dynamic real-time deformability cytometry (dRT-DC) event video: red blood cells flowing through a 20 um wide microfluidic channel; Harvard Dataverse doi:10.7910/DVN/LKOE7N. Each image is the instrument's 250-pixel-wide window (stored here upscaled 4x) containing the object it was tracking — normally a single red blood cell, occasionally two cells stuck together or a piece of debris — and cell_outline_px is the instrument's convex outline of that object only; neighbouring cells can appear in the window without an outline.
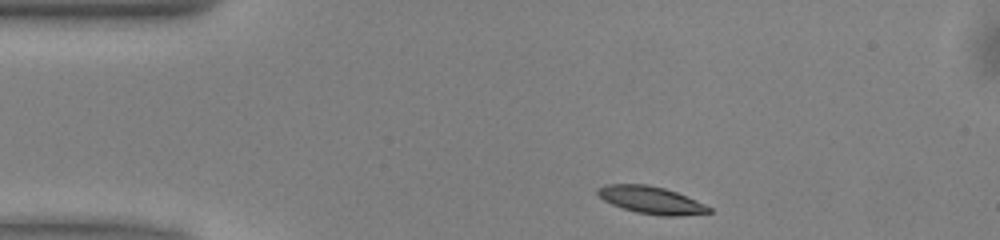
{"species": "common noctule bat (a hibernating species)", "species_latin": "Nyctalus noctula", "temperature_condition": "warm", "stored_images_in_passage": 42, "camera_frame_rate_fps": 3000, "um_per_image_px": 0.085, "animal": {"sex": "male", "body_mass_g": 13.0, "forearm_length_mm": 53.1}, "frame": {"image": 1, "passage_image": 1, "time_ms": 0.0, "image_size_px": [1000, 240], "cell_outline_px": [[712, 212], [680, 216], [660, 216], [636, 212], [612, 204], [604, 200], [596, 192], [596, 188], [604, 184], [648, 184], [664, 188], [676, 192], [696, 200], [712, 208]], "centroid_in_image_um": [55.34, 17.0], "position_along_channel_um": 29.7, "area_um2": 17.74}}
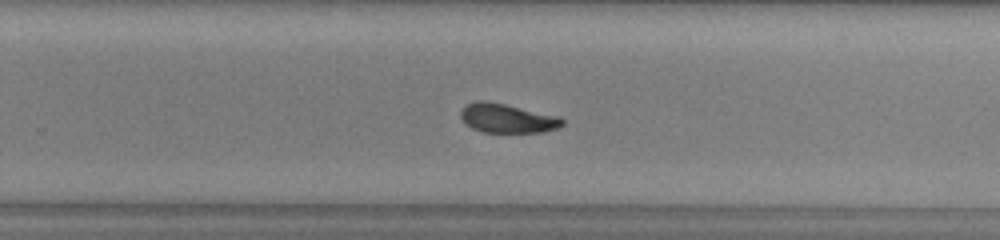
{"frame": {"image": 2, "passage_image": 24, "time_ms": 7.667, "image_size_px": [1000, 240], "cell_outline_px": [[564, 124], [556, 128], [544, 132], [484, 132], [472, 128], [464, 124], [460, 116], [460, 112], [468, 104], [476, 100], [484, 100], [504, 104], [560, 116], [564, 120]], "centroid_in_image_um": [43.11, 10.06], "position_along_channel_um": 286.7, "area_um2": 17.22}}
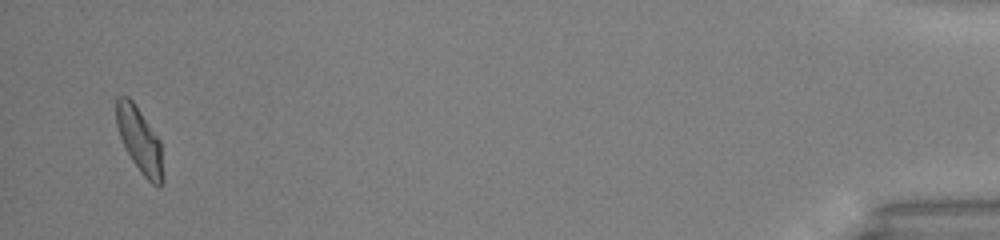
{"frame": {"image": 3, "passage_image": 41, "time_ms": 13.333, "image_size_px": [1000, 240], "cell_outline_px": [[164, 180], [160, 188], [152, 184], [140, 172], [132, 160], [120, 136], [116, 124], [116, 96], [128, 96], [136, 104], [160, 140], [164, 176]], "centroid_in_image_um": [11.89, 11.92], "position_along_channel_um": 423.3, "area_um2": 17.86}, "authors_computed_cell_mechanics": {"area_um2": 17.8602, "velocity_mm_per_s": 4.0232, "shape_relaxation_time_tau1_ms": 3.3463, "shape_relaxation_time_tau2_ms": 4.237, "deformation_change_tau1": 0.1529, "deformation_change_tau2": 0.1149}}